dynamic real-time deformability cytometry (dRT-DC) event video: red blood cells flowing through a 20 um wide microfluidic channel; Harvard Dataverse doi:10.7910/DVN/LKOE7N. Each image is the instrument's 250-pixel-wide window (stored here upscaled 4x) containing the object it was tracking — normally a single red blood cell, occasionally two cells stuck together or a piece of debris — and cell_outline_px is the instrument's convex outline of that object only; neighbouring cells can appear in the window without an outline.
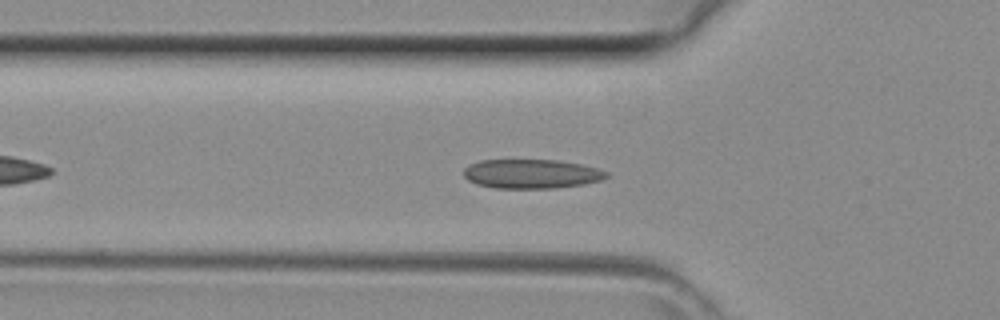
{"species": "common noctule bat (a hibernating species)", "species_latin": "Nyctalus noctula", "temperature_condition": "room temperature", "stored_images_in_passage": 36, "camera_frame_rate_fps": 3000, "um_per_image_px": 0.085, "animal": {"sex": "female", "body_mass_g": 29.2, "forearm_length_mm": 56.3}, "frame": {"image": 1, "passage_image": 7, "time_ms": 2.0, "image_size_px": [1000, 320], "cell_outline_px": [[608, 176], [600, 180], [584, 184], [556, 188], [496, 188], [476, 184], [468, 180], [464, 176], [464, 168], [468, 164], [480, 160], [556, 160], [580, 164], [596, 168], [608, 172]], "centroid_in_image_um": [45.14, 14.78], "position_along_channel_um": 80.7, "area_um2": 24.28}}
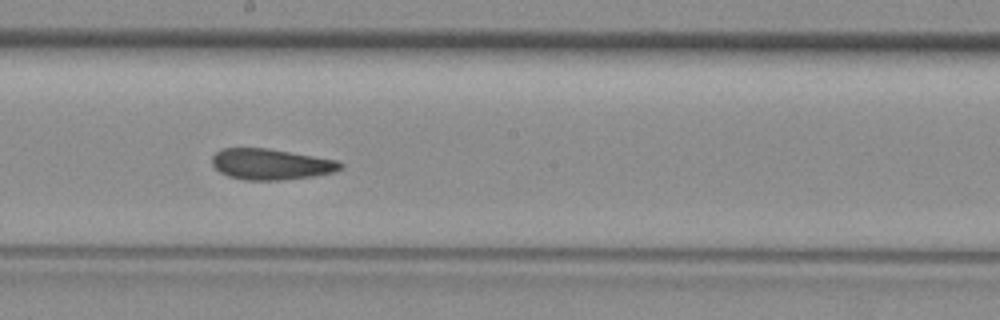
{"frame": {"image": 2, "passage_image": 16, "time_ms": 5.0, "image_size_px": [1000, 320], "cell_outline_px": [[344, 168], [332, 172], [312, 176], [280, 180], [244, 180], [228, 176], [220, 172], [212, 164], [212, 156], [216, 152], [224, 148], [268, 148], [340, 160], [344, 164]], "centroid_in_image_um": [23.06, 13.95], "position_along_channel_um": 225.1, "area_um2": 23.24}}
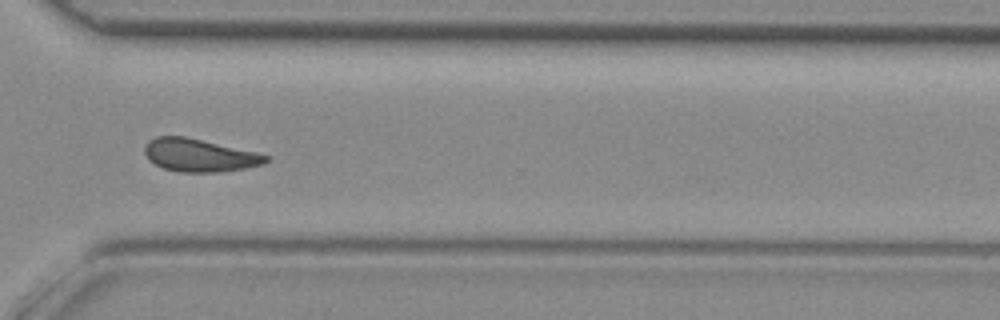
{"frame": {"image": 3, "passage_image": 24, "time_ms": 7.667, "image_size_px": [1000, 320], "cell_outline_px": [[272, 156], [264, 164], [244, 168], [220, 172], [180, 172], [164, 168], [148, 160], [144, 152], [144, 144], [148, 140], [156, 136], [184, 136], [256, 152]], "centroid_in_image_um": [16.93, 13.19], "position_along_channel_um": 353.7, "area_um2": 23.24}}